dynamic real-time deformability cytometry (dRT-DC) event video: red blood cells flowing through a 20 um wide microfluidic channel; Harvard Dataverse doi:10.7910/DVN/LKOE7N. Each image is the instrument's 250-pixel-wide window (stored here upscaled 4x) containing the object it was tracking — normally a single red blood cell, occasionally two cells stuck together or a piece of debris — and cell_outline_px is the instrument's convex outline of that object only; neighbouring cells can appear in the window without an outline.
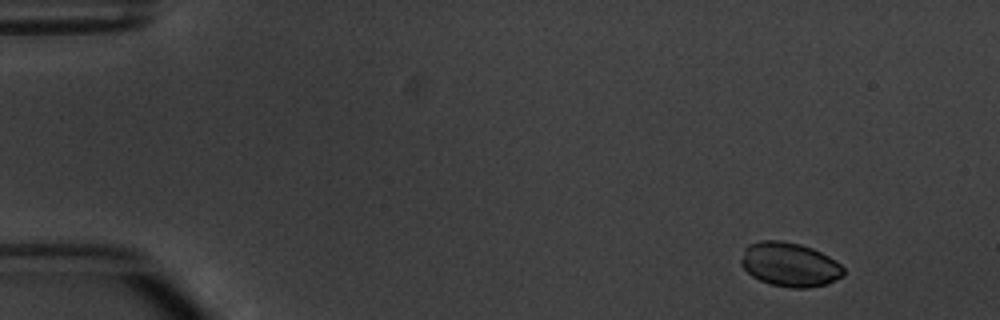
{"species": "common noctule bat (a hibernating species)", "species_latin": "Nyctalus noctula", "temperature_condition": "warm", "stored_images_in_passage": 4, "camera_frame_rate_fps": 3000, "um_per_image_px": 0.085, "animal": {"sex": "male", "body_mass_g": 20.1, "forearm_length_mm": 53.5}, "frame": {"image": 1, "passage_image": 1, "time_ms": 0.0, "image_size_px": [1000, 320], "cell_outline_px": [[844, 276], [828, 284], [808, 288], [792, 288], [772, 284], [760, 280], [752, 276], [740, 264], [740, 260], [744, 248], [748, 244], [764, 240], [780, 240], [800, 244], [812, 248], [836, 260], [844, 268]], "centroid_in_image_um": [67.13, 22.48], "position_along_channel_um": 17.9, "area_um2": 26.47}}
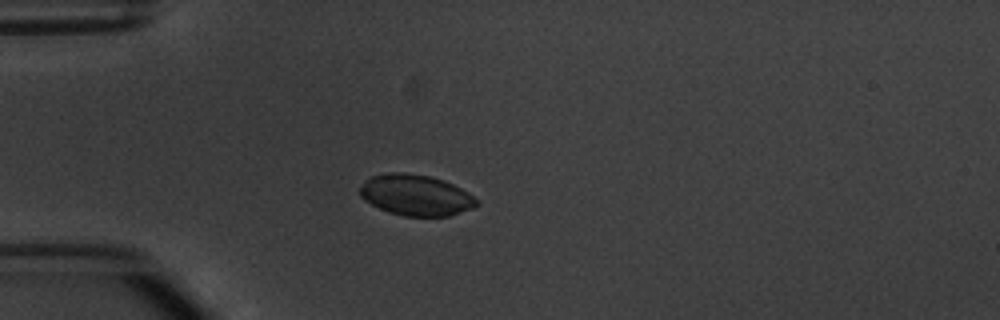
{"frame": {"image": 2, "passage_image": 3, "time_ms": 3.333, "image_size_px": [1000, 320], "cell_outline_px": [[480, 204], [472, 208], [448, 216], [404, 216], [388, 212], [364, 200], [360, 196], [360, 188], [364, 180], [372, 176], [392, 172], [404, 172], [428, 176], [444, 180], [468, 192], [480, 200]], "centroid_in_image_um": [35.36, 16.58], "position_along_channel_um": 49.6, "area_um2": 27.86}}